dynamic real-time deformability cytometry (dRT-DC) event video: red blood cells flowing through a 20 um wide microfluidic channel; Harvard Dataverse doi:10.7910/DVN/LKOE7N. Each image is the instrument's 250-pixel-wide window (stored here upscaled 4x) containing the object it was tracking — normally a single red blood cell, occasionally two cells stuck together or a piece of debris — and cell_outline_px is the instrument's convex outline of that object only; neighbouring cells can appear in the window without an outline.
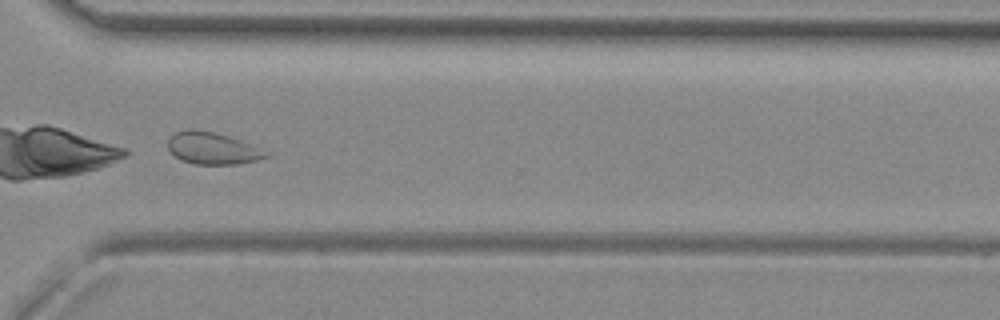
{"species": "common noctule bat (a hibernating species)", "species_latin": "Nyctalus noctula", "temperature_condition": "room temperature", "stored_images_in_passage": 34, "camera_frame_rate_fps": 3000, "um_per_image_px": 0.085, "animal": {"sex": "female", "body_mass_g": 29.2, "forearm_length_mm": 56.3}, "frame": {"image": 1, "passage_image": 25, "time_ms": 8.0, "image_size_px": [1000, 320], "cell_outline_px": [[272, 156], [256, 160], [236, 164], [196, 164], [180, 160], [168, 148], [168, 140], [176, 132], [188, 128], [192, 128], [212, 132], [228, 136], [272, 152]], "centroid_in_image_um": [18.1, 12.61], "position_along_channel_um": 352.5, "area_um2": 18.26}, "authors_computed_cell_mechanics": {"area_um2": 18.4382, "velocity_mm_per_s": 3.9388, "shape_relaxation_time_tau1_ms": 0.6213, "shape_relaxation_time_tau2_ms": 2.7542, "deformation_change_tau1": 0.3019, "deformation_change_tau2": 0.0898}}